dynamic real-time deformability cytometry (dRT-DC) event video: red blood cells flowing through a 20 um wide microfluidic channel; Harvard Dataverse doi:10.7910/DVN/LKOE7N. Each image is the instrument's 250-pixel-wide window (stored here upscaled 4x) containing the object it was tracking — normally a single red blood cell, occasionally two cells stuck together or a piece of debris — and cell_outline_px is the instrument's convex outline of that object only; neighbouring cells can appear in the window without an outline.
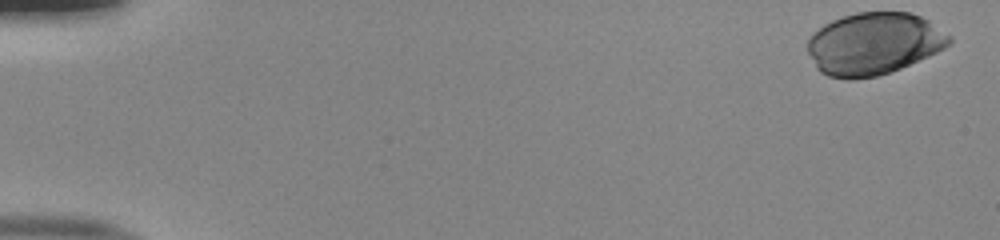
{"species": "human", "species_latin": "Homo sapiens", "temperature_condition": "room temperature", "stored_images_in_passage": 43, "camera_frame_rate_fps": 3000, "um_per_image_px": 0.085, "donor": {"sex": "male"}, "frame": {"image": 1, "passage_image": 1, "time_ms": 0.0, "image_size_px": [1000, 240], "cell_outline_px": [[952, 40], [944, 48], [928, 56], [900, 68], [876, 76], [852, 80], [848, 80], [828, 76], [820, 72], [816, 68], [808, 52], [808, 36], [824, 24], [832, 20], [856, 12], [912, 12], [928, 20], [952, 36]], "centroid_in_image_um": [74.25, 3.71], "position_along_channel_um": 10.7, "area_um2": 51.38}}
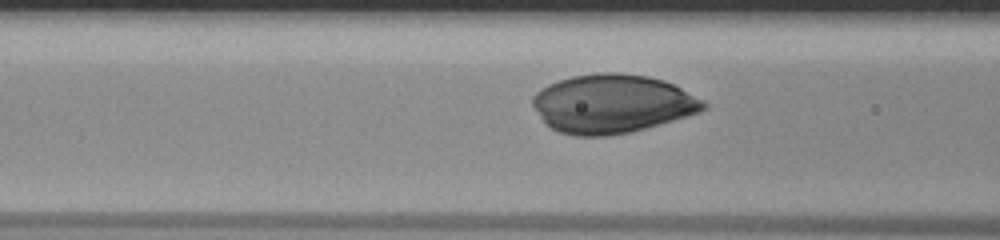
{"frame": {"image": 2, "passage_image": 21, "time_ms": 6.667, "image_size_px": [1000, 240], "cell_outline_px": [[708, 108], [700, 112], [660, 124], [632, 132], [608, 136], [576, 136], [560, 132], [544, 124], [532, 104], [532, 96], [540, 88], [548, 84], [572, 76], [600, 72], [616, 72], [648, 76], [664, 80], [704, 100], [708, 104]], "centroid_in_image_um": [52.03, 8.82], "position_along_channel_um": 114.6, "area_um2": 58.67}}
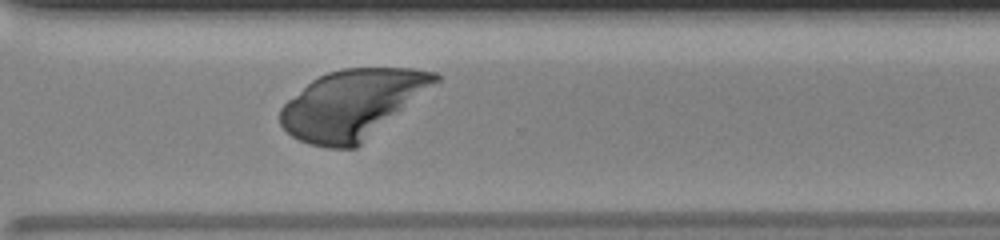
{"frame": {"image": 3, "passage_image": 38, "time_ms": 12.333, "image_size_px": [1000, 240], "cell_outline_px": [[440, 80], [356, 148], [328, 148], [308, 144], [292, 136], [280, 124], [280, 108], [288, 100], [312, 80], [328, 72], [344, 68], [412, 68], [436, 72], [440, 76]], "centroid_in_image_um": [29.93, 8.86], "position_along_channel_um": 340.7, "area_um2": 61.5}}